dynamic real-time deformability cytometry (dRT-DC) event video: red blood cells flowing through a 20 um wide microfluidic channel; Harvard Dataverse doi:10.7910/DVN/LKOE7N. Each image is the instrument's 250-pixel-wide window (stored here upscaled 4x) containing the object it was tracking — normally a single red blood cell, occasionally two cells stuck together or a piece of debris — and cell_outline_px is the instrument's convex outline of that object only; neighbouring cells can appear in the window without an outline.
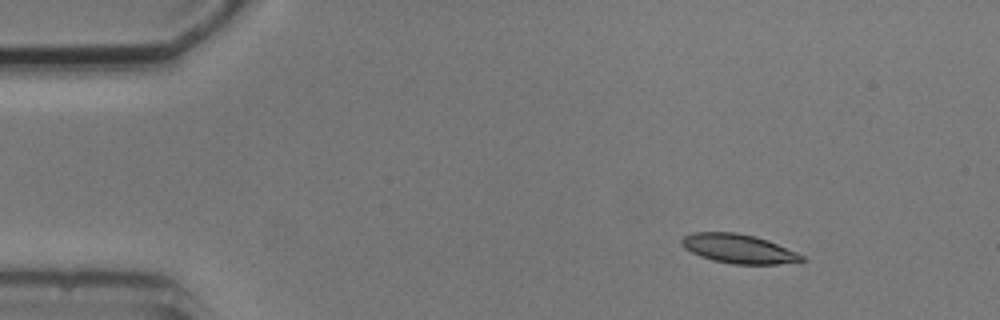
{"species": "common noctule bat (a hibernating species)", "species_latin": "Nyctalus noctula", "temperature_condition": "cold", "stored_images_in_passage": 5, "camera_frame_rate_fps": 3000, "um_per_image_px": 0.085, "animal": {"sex": "male", "body_mass_g": 20.5, "forearm_length_mm": 52.5}, "frame": {"image": 1, "passage_image": 2, "time_ms": 2.0, "image_size_px": [1000, 320], "cell_outline_px": [[804, 260], [776, 264], [732, 264], [712, 260], [700, 256], [684, 248], [680, 244], [680, 240], [684, 236], [692, 232], [736, 232], [756, 236], [768, 240], [796, 252], [804, 256]], "centroid_in_image_um": [62.73, 21.13], "position_along_channel_um": 22.3, "area_um2": 20.35}}